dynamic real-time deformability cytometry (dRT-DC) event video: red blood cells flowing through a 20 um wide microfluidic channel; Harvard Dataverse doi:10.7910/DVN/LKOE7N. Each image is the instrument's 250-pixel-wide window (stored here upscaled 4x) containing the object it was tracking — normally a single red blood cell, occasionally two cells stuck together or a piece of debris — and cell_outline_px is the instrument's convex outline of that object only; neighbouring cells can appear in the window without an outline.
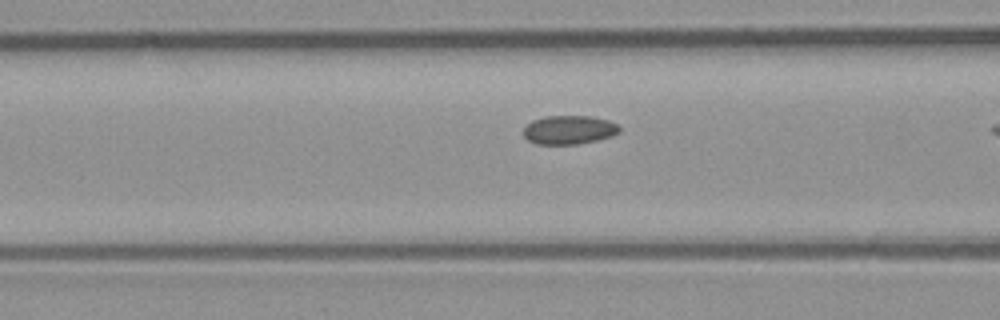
{"species": "common noctule bat (a hibernating species)", "species_latin": "Nyctalus noctula", "temperature_condition": "room temperature", "stored_images_in_passage": 6, "camera_frame_rate_fps": 3000, "um_per_image_px": 0.085, "animal": {"sex": "male", "body_mass_g": 23.1, "forearm_length_mm": 52.7}, "frame": {"image": 1, "passage_image": 5, "time_ms": 1.333, "image_size_px": [1000, 320], "cell_outline_px": [[620, 132], [612, 136], [596, 140], [576, 144], [536, 144], [528, 140], [524, 136], [524, 128], [532, 120], [544, 116], [592, 116], [608, 120], [616, 124], [620, 128]], "centroid_in_image_um": [48.37, 11.03], "position_along_channel_um": 118.2, "area_um2": 16.07}}